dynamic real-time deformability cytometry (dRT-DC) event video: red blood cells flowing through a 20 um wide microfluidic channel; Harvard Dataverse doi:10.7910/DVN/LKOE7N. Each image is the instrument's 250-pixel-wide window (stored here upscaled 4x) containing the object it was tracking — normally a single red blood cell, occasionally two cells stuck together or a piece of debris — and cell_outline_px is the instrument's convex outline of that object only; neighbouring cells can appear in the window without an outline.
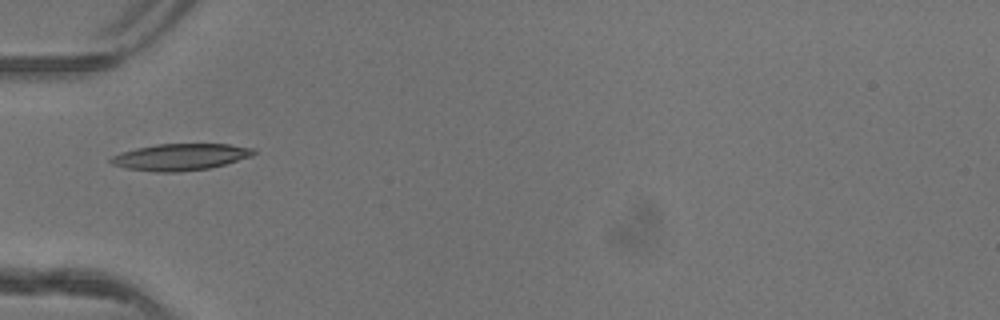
{"species": "common noctule bat (a hibernating species)", "species_latin": "Nyctalus noctula", "temperature_condition": "warm", "stored_images_in_passage": 34, "camera_frame_rate_fps": 3000, "um_per_image_px": 0.085, "animal": {"sex": "female"}, "frame": {"image": 1, "passage_image": 1, "time_ms": 0.0, "image_size_px": [1000, 320], "cell_outline_px": [[256, 152], [252, 156], [224, 164], [208, 168], [180, 172], [156, 172], [128, 168], [112, 164], [108, 160], [112, 156], [120, 152], [136, 148], [156, 144], [228, 144], [256, 148]], "centroid_in_image_um": [15.34, 13.33], "position_along_channel_um": 69.7, "area_um2": 22.14}}
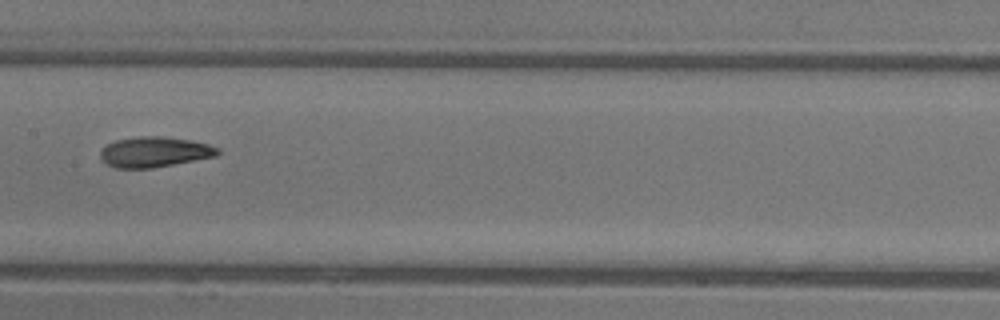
{"frame": {"image": 2, "passage_image": 10, "time_ms": 3.0, "image_size_px": [1000, 320], "cell_outline_px": [[220, 152], [216, 156], [152, 168], [116, 168], [108, 164], [100, 156], [100, 152], [108, 144], [116, 140], [140, 136], [164, 136], [188, 140], [208, 144], [220, 148]], "centroid_in_image_um": [13.16, 12.91], "position_along_channel_um": 194.2, "area_um2": 20.52}}
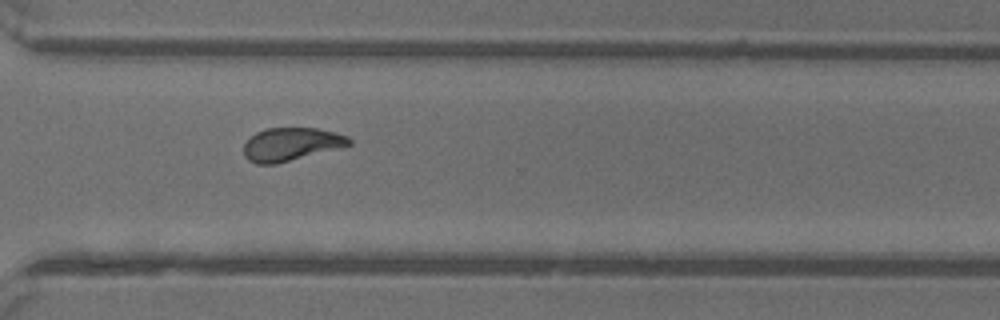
{"frame": {"image": 3, "passage_image": 21, "time_ms": 6.667, "image_size_px": [1000, 320], "cell_outline_px": [[352, 144], [276, 164], [256, 164], [248, 160], [244, 156], [244, 144], [256, 132], [268, 128], [316, 128], [336, 132], [348, 136], [352, 140]], "centroid_in_image_um": [24.74, 12.25], "position_along_channel_um": 345.9, "area_um2": 20.17}, "authors_computed_cell_mechanics": {"area_um2": 20.5479, "velocity_mm_per_s": 4.1467, "shape_relaxation_time_tau1_ms": 4.1254, "shape_relaxation_time_tau2_ms": 1.7494, "deformation_change_tau1": 0.1737, "deformation_change_tau2": 0.0919}}